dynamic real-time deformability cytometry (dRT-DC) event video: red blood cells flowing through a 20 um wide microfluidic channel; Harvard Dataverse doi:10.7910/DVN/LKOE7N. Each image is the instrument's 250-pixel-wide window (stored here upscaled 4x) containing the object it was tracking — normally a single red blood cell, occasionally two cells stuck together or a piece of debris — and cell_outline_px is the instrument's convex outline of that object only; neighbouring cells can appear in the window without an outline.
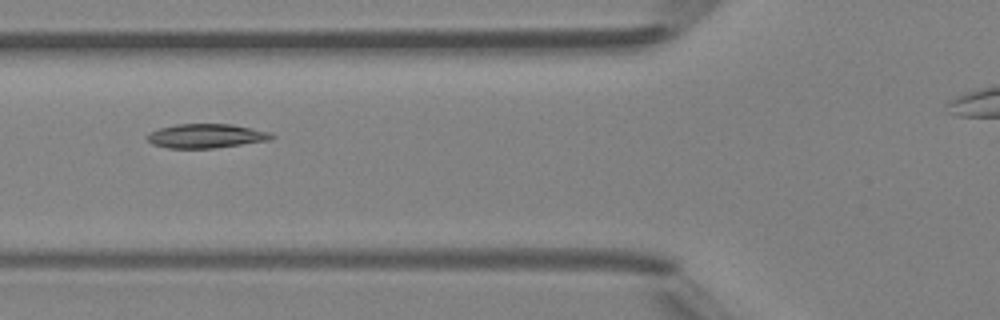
{"species": "Egyptian fruit bat (a non-hibernating species)", "species_latin": "Rousettus aegyptiacus", "temperature_condition": "room temperature", "stored_images_in_passage": 5, "camera_frame_rate_fps": 3000, "um_per_image_px": 0.085, "animal": {"sex": "female"}, "frame": {"image": 1, "passage_image": 5, "time_ms": 4.333, "image_size_px": [1000, 320], "cell_outline_px": [[276, 136], [272, 140], [212, 148], [168, 148], [152, 144], [144, 136], [160, 128], [176, 124], [232, 124], [272, 132]], "centroid_in_image_um": [17.56, 11.55], "position_along_channel_um": 108.2, "area_um2": 17.57}}